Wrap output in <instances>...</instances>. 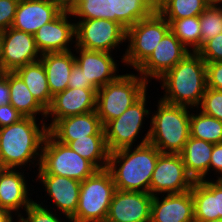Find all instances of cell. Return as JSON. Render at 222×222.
Wrapping results in <instances>:
<instances>
[{"label":"cell","mask_w":222,"mask_h":222,"mask_svg":"<svg viewBox=\"0 0 222 222\" xmlns=\"http://www.w3.org/2000/svg\"><path fill=\"white\" fill-rule=\"evenodd\" d=\"M47 133L45 120L31 117H23L16 123L1 127L0 168L38 169Z\"/></svg>","instance_id":"1"},{"label":"cell","mask_w":222,"mask_h":222,"mask_svg":"<svg viewBox=\"0 0 222 222\" xmlns=\"http://www.w3.org/2000/svg\"><path fill=\"white\" fill-rule=\"evenodd\" d=\"M157 82L163 90L162 101L197 108L207 88L206 62L198 52H190Z\"/></svg>","instance_id":"2"},{"label":"cell","mask_w":222,"mask_h":222,"mask_svg":"<svg viewBox=\"0 0 222 222\" xmlns=\"http://www.w3.org/2000/svg\"><path fill=\"white\" fill-rule=\"evenodd\" d=\"M160 153L150 142L110 152L107 169L112 174L116 190L149 193Z\"/></svg>","instance_id":"3"},{"label":"cell","mask_w":222,"mask_h":222,"mask_svg":"<svg viewBox=\"0 0 222 222\" xmlns=\"http://www.w3.org/2000/svg\"><path fill=\"white\" fill-rule=\"evenodd\" d=\"M158 99L157 110L151 111L147 121L150 124L148 142L161 153L180 154L190 137L191 108Z\"/></svg>","instance_id":"4"},{"label":"cell","mask_w":222,"mask_h":222,"mask_svg":"<svg viewBox=\"0 0 222 222\" xmlns=\"http://www.w3.org/2000/svg\"><path fill=\"white\" fill-rule=\"evenodd\" d=\"M149 83L138 73L120 74L97 90L96 113L104 127L119 117L147 91Z\"/></svg>","instance_id":"5"},{"label":"cell","mask_w":222,"mask_h":222,"mask_svg":"<svg viewBox=\"0 0 222 222\" xmlns=\"http://www.w3.org/2000/svg\"><path fill=\"white\" fill-rule=\"evenodd\" d=\"M170 31V23L155 10L126 30L128 45L121 56V63L136 71L153 53L158 43Z\"/></svg>","instance_id":"6"},{"label":"cell","mask_w":222,"mask_h":222,"mask_svg":"<svg viewBox=\"0 0 222 222\" xmlns=\"http://www.w3.org/2000/svg\"><path fill=\"white\" fill-rule=\"evenodd\" d=\"M147 95L148 92L119 117L109 121L104 126L105 142L109 153L123 148L139 146L148 142L150 125L145 135L142 136V133H144L143 131H146L144 124L148 125V123H145V120L146 118L149 119V116H151V109H148L146 106L148 104L147 98H150V96ZM137 138H140V141H137Z\"/></svg>","instance_id":"7"},{"label":"cell","mask_w":222,"mask_h":222,"mask_svg":"<svg viewBox=\"0 0 222 222\" xmlns=\"http://www.w3.org/2000/svg\"><path fill=\"white\" fill-rule=\"evenodd\" d=\"M116 187L111 172L97 170L81 182L79 202L72 222H105Z\"/></svg>","instance_id":"8"},{"label":"cell","mask_w":222,"mask_h":222,"mask_svg":"<svg viewBox=\"0 0 222 222\" xmlns=\"http://www.w3.org/2000/svg\"><path fill=\"white\" fill-rule=\"evenodd\" d=\"M97 170L90 161L47 133L42 145L40 167L34 173L54 174L83 182Z\"/></svg>","instance_id":"9"},{"label":"cell","mask_w":222,"mask_h":222,"mask_svg":"<svg viewBox=\"0 0 222 222\" xmlns=\"http://www.w3.org/2000/svg\"><path fill=\"white\" fill-rule=\"evenodd\" d=\"M74 21L76 47L113 53L126 44V30L119 23L107 19Z\"/></svg>","instance_id":"10"},{"label":"cell","mask_w":222,"mask_h":222,"mask_svg":"<svg viewBox=\"0 0 222 222\" xmlns=\"http://www.w3.org/2000/svg\"><path fill=\"white\" fill-rule=\"evenodd\" d=\"M194 182L180 154L160 153L150 181L149 193L152 196L180 194L191 190Z\"/></svg>","instance_id":"11"},{"label":"cell","mask_w":222,"mask_h":222,"mask_svg":"<svg viewBox=\"0 0 222 222\" xmlns=\"http://www.w3.org/2000/svg\"><path fill=\"white\" fill-rule=\"evenodd\" d=\"M34 35L10 27L2 33L0 72L15 71L26 64L39 61Z\"/></svg>","instance_id":"12"},{"label":"cell","mask_w":222,"mask_h":222,"mask_svg":"<svg viewBox=\"0 0 222 222\" xmlns=\"http://www.w3.org/2000/svg\"><path fill=\"white\" fill-rule=\"evenodd\" d=\"M36 177V179H35ZM34 177V182L41 183V188L46 191L45 196H49L47 200H50L52 203L53 208L50 205H45L44 201H37L34 200L39 205L48 208V209H55V211L60 214H63V217L71 218L78 207L79 202V193L81 182L72 178L57 176L54 174H36ZM50 198V199H49ZM41 202V203H40Z\"/></svg>","instance_id":"13"},{"label":"cell","mask_w":222,"mask_h":222,"mask_svg":"<svg viewBox=\"0 0 222 222\" xmlns=\"http://www.w3.org/2000/svg\"><path fill=\"white\" fill-rule=\"evenodd\" d=\"M191 51L169 31L158 43L149 58L136 70L148 83L157 81Z\"/></svg>","instance_id":"14"},{"label":"cell","mask_w":222,"mask_h":222,"mask_svg":"<svg viewBox=\"0 0 222 222\" xmlns=\"http://www.w3.org/2000/svg\"><path fill=\"white\" fill-rule=\"evenodd\" d=\"M71 17V12L62 11L34 33L36 47L41 54L68 52L75 48V21Z\"/></svg>","instance_id":"15"},{"label":"cell","mask_w":222,"mask_h":222,"mask_svg":"<svg viewBox=\"0 0 222 222\" xmlns=\"http://www.w3.org/2000/svg\"><path fill=\"white\" fill-rule=\"evenodd\" d=\"M97 90L94 88H66L53 96L46 110V126L49 129L57 120L72 115L96 111ZM50 120L48 124L47 121Z\"/></svg>","instance_id":"16"},{"label":"cell","mask_w":222,"mask_h":222,"mask_svg":"<svg viewBox=\"0 0 222 222\" xmlns=\"http://www.w3.org/2000/svg\"><path fill=\"white\" fill-rule=\"evenodd\" d=\"M25 171L28 170L0 168V208L10 211L16 219L34 202L33 193L29 192L34 189L29 186Z\"/></svg>","instance_id":"17"},{"label":"cell","mask_w":222,"mask_h":222,"mask_svg":"<svg viewBox=\"0 0 222 222\" xmlns=\"http://www.w3.org/2000/svg\"><path fill=\"white\" fill-rule=\"evenodd\" d=\"M72 51L77 54L74 53L75 63L94 89L98 90L120 75L119 60H115L113 53L90 51L76 46Z\"/></svg>","instance_id":"18"},{"label":"cell","mask_w":222,"mask_h":222,"mask_svg":"<svg viewBox=\"0 0 222 222\" xmlns=\"http://www.w3.org/2000/svg\"><path fill=\"white\" fill-rule=\"evenodd\" d=\"M150 193L116 190L105 222H150Z\"/></svg>","instance_id":"19"},{"label":"cell","mask_w":222,"mask_h":222,"mask_svg":"<svg viewBox=\"0 0 222 222\" xmlns=\"http://www.w3.org/2000/svg\"><path fill=\"white\" fill-rule=\"evenodd\" d=\"M150 222H195L191 190L153 196Z\"/></svg>","instance_id":"20"},{"label":"cell","mask_w":222,"mask_h":222,"mask_svg":"<svg viewBox=\"0 0 222 222\" xmlns=\"http://www.w3.org/2000/svg\"><path fill=\"white\" fill-rule=\"evenodd\" d=\"M48 133L55 140L65 145L77 138H87L89 135H105L104 127L96 111L59 119L48 129Z\"/></svg>","instance_id":"21"},{"label":"cell","mask_w":222,"mask_h":222,"mask_svg":"<svg viewBox=\"0 0 222 222\" xmlns=\"http://www.w3.org/2000/svg\"><path fill=\"white\" fill-rule=\"evenodd\" d=\"M191 194L194 201L195 222L222 219V180L195 181Z\"/></svg>","instance_id":"22"},{"label":"cell","mask_w":222,"mask_h":222,"mask_svg":"<svg viewBox=\"0 0 222 222\" xmlns=\"http://www.w3.org/2000/svg\"><path fill=\"white\" fill-rule=\"evenodd\" d=\"M61 12L48 0H20L11 27L34 35L40 27L54 20Z\"/></svg>","instance_id":"23"},{"label":"cell","mask_w":222,"mask_h":222,"mask_svg":"<svg viewBox=\"0 0 222 222\" xmlns=\"http://www.w3.org/2000/svg\"><path fill=\"white\" fill-rule=\"evenodd\" d=\"M51 96L64 91L69 84V76L75 64L74 52H55L41 54Z\"/></svg>","instance_id":"24"},{"label":"cell","mask_w":222,"mask_h":222,"mask_svg":"<svg viewBox=\"0 0 222 222\" xmlns=\"http://www.w3.org/2000/svg\"><path fill=\"white\" fill-rule=\"evenodd\" d=\"M213 145L212 143L191 136L185 143L180 155L188 174L194 181L212 179L209 178V164Z\"/></svg>","instance_id":"25"},{"label":"cell","mask_w":222,"mask_h":222,"mask_svg":"<svg viewBox=\"0 0 222 222\" xmlns=\"http://www.w3.org/2000/svg\"><path fill=\"white\" fill-rule=\"evenodd\" d=\"M109 20L119 23L125 30L155 10L151 0H108Z\"/></svg>","instance_id":"26"},{"label":"cell","mask_w":222,"mask_h":222,"mask_svg":"<svg viewBox=\"0 0 222 222\" xmlns=\"http://www.w3.org/2000/svg\"><path fill=\"white\" fill-rule=\"evenodd\" d=\"M10 104L23 116L46 120V110L15 71H9ZM41 115V116H40Z\"/></svg>","instance_id":"27"},{"label":"cell","mask_w":222,"mask_h":222,"mask_svg":"<svg viewBox=\"0 0 222 222\" xmlns=\"http://www.w3.org/2000/svg\"><path fill=\"white\" fill-rule=\"evenodd\" d=\"M15 72L21 77L33 97L47 110L53 97L48 86L47 75L42 62L36 61L19 67Z\"/></svg>","instance_id":"28"},{"label":"cell","mask_w":222,"mask_h":222,"mask_svg":"<svg viewBox=\"0 0 222 222\" xmlns=\"http://www.w3.org/2000/svg\"><path fill=\"white\" fill-rule=\"evenodd\" d=\"M67 145L90 161L98 170L108 167L109 151L105 142V135H89L87 138H77Z\"/></svg>","instance_id":"29"},{"label":"cell","mask_w":222,"mask_h":222,"mask_svg":"<svg viewBox=\"0 0 222 222\" xmlns=\"http://www.w3.org/2000/svg\"><path fill=\"white\" fill-rule=\"evenodd\" d=\"M190 136L212 144L222 143V121L191 108Z\"/></svg>","instance_id":"30"},{"label":"cell","mask_w":222,"mask_h":222,"mask_svg":"<svg viewBox=\"0 0 222 222\" xmlns=\"http://www.w3.org/2000/svg\"><path fill=\"white\" fill-rule=\"evenodd\" d=\"M170 23V31L191 52L201 48L200 15L183 19H166Z\"/></svg>","instance_id":"31"},{"label":"cell","mask_w":222,"mask_h":222,"mask_svg":"<svg viewBox=\"0 0 222 222\" xmlns=\"http://www.w3.org/2000/svg\"><path fill=\"white\" fill-rule=\"evenodd\" d=\"M207 6L206 0H161L156 10L165 19H183L199 16Z\"/></svg>","instance_id":"32"},{"label":"cell","mask_w":222,"mask_h":222,"mask_svg":"<svg viewBox=\"0 0 222 222\" xmlns=\"http://www.w3.org/2000/svg\"><path fill=\"white\" fill-rule=\"evenodd\" d=\"M201 47L222 33V5H208L200 14Z\"/></svg>","instance_id":"33"},{"label":"cell","mask_w":222,"mask_h":222,"mask_svg":"<svg viewBox=\"0 0 222 222\" xmlns=\"http://www.w3.org/2000/svg\"><path fill=\"white\" fill-rule=\"evenodd\" d=\"M71 14L74 20H109L108 0H79Z\"/></svg>","instance_id":"34"},{"label":"cell","mask_w":222,"mask_h":222,"mask_svg":"<svg viewBox=\"0 0 222 222\" xmlns=\"http://www.w3.org/2000/svg\"><path fill=\"white\" fill-rule=\"evenodd\" d=\"M25 214V215H24ZM60 214L54 210L45 208L35 201L25 209L24 213L17 218V222H72L71 218L62 220ZM68 220V221H67Z\"/></svg>","instance_id":"35"},{"label":"cell","mask_w":222,"mask_h":222,"mask_svg":"<svg viewBox=\"0 0 222 222\" xmlns=\"http://www.w3.org/2000/svg\"><path fill=\"white\" fill-rule=\"evenodd\" d=\"M197 108L203 113L222 121V91L207 87Z\"/></svg>","instance_id":"36"},{"label":"cell","mask_w":222,"mask_h":222,"mask_svg":"<svg viewBox=\"0 0 222 222\" xmlns=\"http://www.w3.org/2000/svg\"><path fill=\"white\" fill-rule=\"evenodd\" d=\"M197 52L205 62H222V33L208 40Z\"/></svg>","instance_id":"37"},{"label":"cell","mask_w":222,"mask_h":222,"mask_svg":"<svg viewBox=\"0 0 222 222\" xmlns=\"http://www.w3.org/2000/svg\"><path fill=\"white\" fill-rule=\"evenodd\" d=\"M20 0H0V31L9 29L14 21Z\"/></svg>","instance_id":"38"},{"label":"cell","mask_w":222,"mask_h":222,"mask_svg":"<svg viewBox=\"0 0 222 222\" xmlns=\"http://www.w3.org/2000/svg\"><path fill=\"white\" fill-rule=\"evenodd\" d=\"M207 87L222 91V62H206Z\"/></svg>","instance_id":"39"},{"label":"cell","mask_w":222,"mask_h":222,"mask_svg":"<svg viewBox=\"0 0 222 222\" xmlns=\"http://www.w3.org/2000/svg\"><path fill=\"white\" fill-rule=\"evenodd\" d=\"M213 171L214 177L217 180H222V143L213 145V150L209 164V174Z\"/></svg>","instance_id":"40"},{"label":"cell","mask_w":222,"mask_h":222,"mask_svg":"<svg viewBox=\"0 0 222 222\" xmlns=\"http://www.w3.org/2000/svg\"><path fill=\"white\" fill-rule=\"evenodd\" d=\"M23 116L11 105L0 106V128L18 122Z\"/></svg>","instance_id":"41"},{"label":"cell","mask_w":222,"mask_h":222,"mask_svg":"<svg viewBox=\"0 0 222 222\" xmlns=\"http://www.w3.org/2000/svg\"><path fill=\"white\" fill-rule=\"evenodd\" d=\"M68 88H93L89 81H86L83 71L76 63L72 67V72L69 76Z\"/></svg>","instance_id":"42"},{"label":"cell","mask_w":222,"mask_h":222,"mask_svg":"<svg viewBox=\"0 0 222 222\" xmlns=\"http://www.w3.org/2000/svg\"><path fill=\"white\" fill-rule=\"evenodd\" d=\"M10 104L9 71L0 72V106Z\"/></svg>","instance_id":"43"},{"label":"cell","mask_w":222,"mask_h":222,"mask_svg":"<svg viewBox=\"0 0 222 222\" xmlns=\"http://www.w3.org/2000/svg\"><path fill=\"white\" fill-rule=\"evenodd\" d=\"M63 12H71L79 0H48Z\"/></svg>","instance_id":"44"},{"label":"cell","mask_w":222,"mask_h":222,"mask_svg":"<svg viewBox=\"0 0 222 222\" xmlns=\"http://www.w3.org/2000/svg\"><path fill=\"white\" fill-rule=\"evenodd\" d=\"M15 217L16 216H14L10 211L0 208V222H17L18 220L15 219Z\"/></svg>","instance_id":"45"},{"label":"cell","mask_w":222,"mask_h":222,"mask_svg":"<svg viewBox=\"0 0 222 222\" xmlns=\"http://www.w3.org/2000/svg\"><path fill=\"white\" fill-rule=\"evenodd\" d=\"M208 5L221 6L222 0H206Z\"/></svg>","instance_id":"46"},{"label":"cell","mask_w":222,"mask_h":222,"mask_svg":"<svg viewBox=\"0 0 222 222\" xmlns=\"http://www.w3.org/2000/svg\"><path fill=\"white\" fill-rule=\"evenodd\" d=\"M206 222H222V219L217 218V219L209 220V221H206Z\"/></svg>","instance_id":"47"},{"label":"cell","mask_w":222,"mask_h":222,"mask_svg":"<svg viewBox=\"0 0 222 222\" xmlns=\"http://www.w3.org/2000/svg\"><path fill=\"white\" fill-rule=\"evenodd\" d=\"M161 0H153V3L157 5Z\"/></svg>","instance_id":"48"},{"label":"cell","mask_w":222,"mask_h":222,"mask_svg":"<svg viewBox=\"0 0 222 222\" xmlns=\"http://www.w3.org/2000/svg\"><path fill=\"white\" fill-rule=\"evenodd\" d=\"M2 31H0V48H1V38H2Z\"/></svg>","instance_id":"49"}]
</instances>
